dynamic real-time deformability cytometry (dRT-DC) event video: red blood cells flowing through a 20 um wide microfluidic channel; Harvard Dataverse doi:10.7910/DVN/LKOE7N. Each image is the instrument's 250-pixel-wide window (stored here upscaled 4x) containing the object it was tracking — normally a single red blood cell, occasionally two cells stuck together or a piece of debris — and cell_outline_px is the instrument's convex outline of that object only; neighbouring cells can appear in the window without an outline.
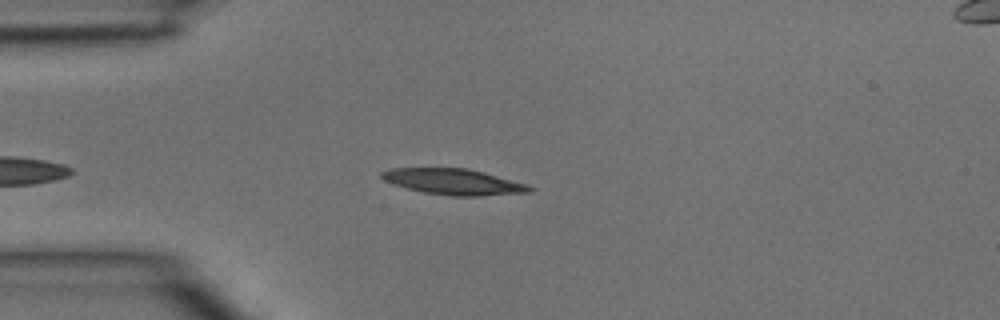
{"species": "common noctule bat (a hibernating species)", "species_latin": "Nyctalus noctula", "temperature_condition": "room temperature", "stored_images_in_passage": 29, "camera_frame_rate_fps": 3000, "um_per_image_px": 0.085, "animal": {"sex": "male", "body_mass_g": 15.6}, "frame": {"image": 1, "passage_image": 3, "time_ms": 0.667, "image_size_px": [1000, 320], "cell_outline_px": [[536, 188], [532, 192], [480, 196], [448, 196], [424, 192], [392, 184], [384, 180], [380, 176], [380, 172], [392, 168], [468, 168], [484, 172], [528, 184]], "centroid_in_image_um": [38.59, 15.45], "position_along_channel_um": 46.4, "area_um2": 22.48}}
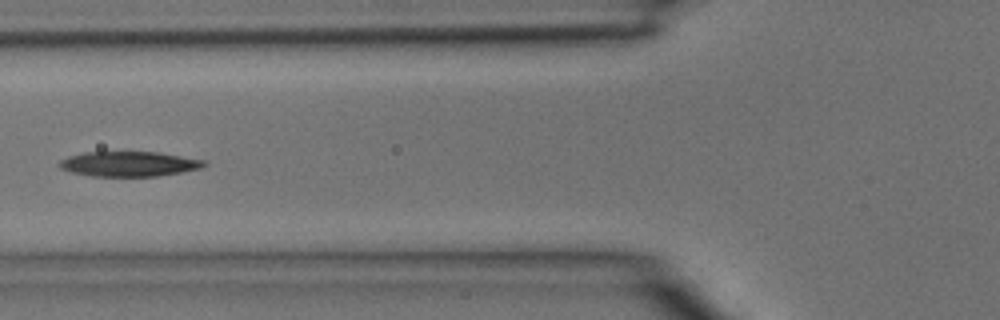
{"frame": {"image": 2, "passage_image": 8, "time_ms": 2.333, "image_size_px": [1000, 320], "cell_outline_px": [[208, 164], [200, 168], [160, 176], [92, 176], [72, 172], [60, 168], [56, 164], [60, 160], [68, 156], [84, 152], [160, 152], [204, 160]], "centroid_in_image_um": [10.94, 13.93], "position_along_channel_um": 114.9, "area_um2": 21.1}}
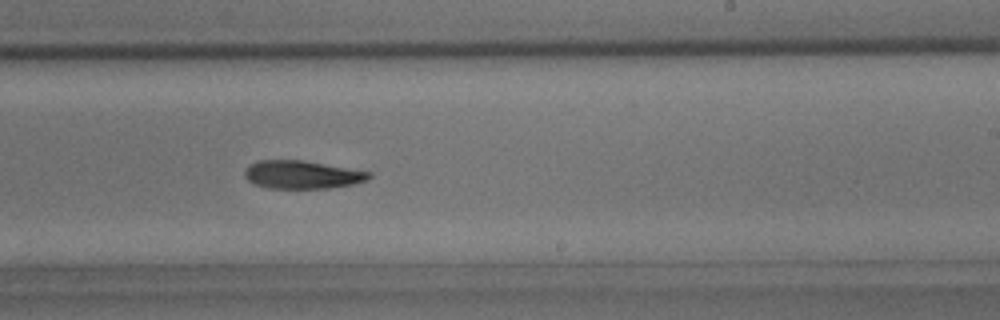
{"frame": {"image": 3, "passage_image": 17, "time_ms": 5.333, "image_size_px": [1000, 320], "cell_outline_px": [[372, 176], [368, 180], [352, 184], [328, 188], [268, 188], [252, 184], [244, 176], [244, 172], [248, 164], [256, 160], [300, 160], [372, 172]], "centroid_in_image_um": [25.63, 14.84], "position_along_channel_um": 263.4, "area_um2": 20.4}}